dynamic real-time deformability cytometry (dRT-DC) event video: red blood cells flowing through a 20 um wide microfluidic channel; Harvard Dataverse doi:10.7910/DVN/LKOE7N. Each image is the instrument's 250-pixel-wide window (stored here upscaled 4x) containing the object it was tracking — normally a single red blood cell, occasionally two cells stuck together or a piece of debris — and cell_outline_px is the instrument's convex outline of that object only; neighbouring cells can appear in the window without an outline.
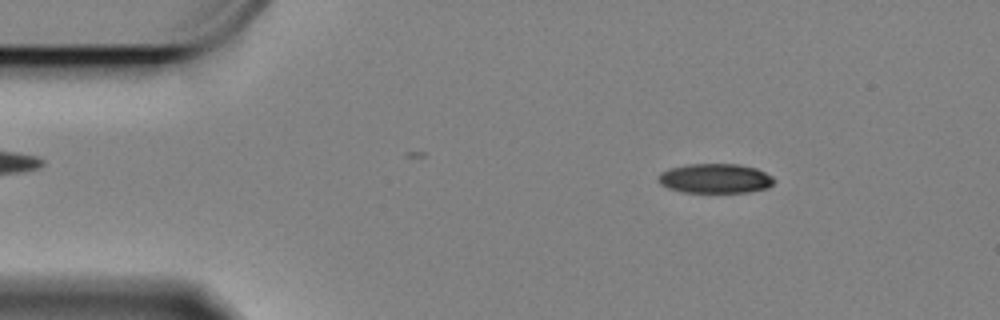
{"species": "Egyptian fruit bat (a non-hibernating species)", "species_latin": "Rousettus aegyptiacus", "temperature_condition": "cold", "stored_images_in_passage": 54, "camera_frame_rate_fps": 3000, "um_per_image_px": 0.085, "animal": {"sex": "female"}, "frame": {"image": 1, "passage_image": 9, "time_ms": 2.667, "image_size_px": [1000, 320], "cell_outline_px": [[776, 180], [768, 188], [748, 192], [684, 192], [668, 188], [660, 184], [656, 180], [656, 176], [660, 172], [672, 168], [688, 164], [740, 164], [756, 168], [772, 176]], "centroid_in_image_um": [60.78, 15.17], "position_along_channel_um": 24.2, "area_um2": 20.06}}
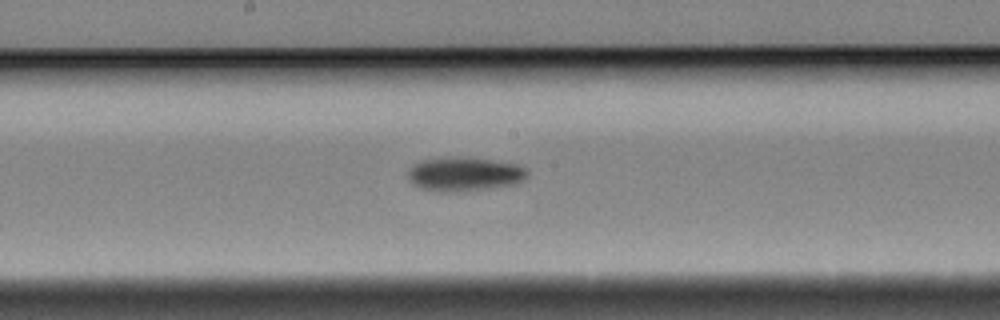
{"frame": {"image": 2, "passage_image": 31, "time_ms": 10.0, "image_size_px": [1000, 320], "cell_outline_px": [[528, 176], [512, 184], [488, 188], [452, 192], [440, 192], [420, 188], [412, 184], [408, 180], [408, 172], [412, 164], [420, 160], [448, 156], [464, 156], [492, 160], [516, 164], [524, 168], [528, 172]], "centroid_in_image_um": [39.39, 14.78], "position_along_channel_um": 208.8, "area_um2": 23.81}}
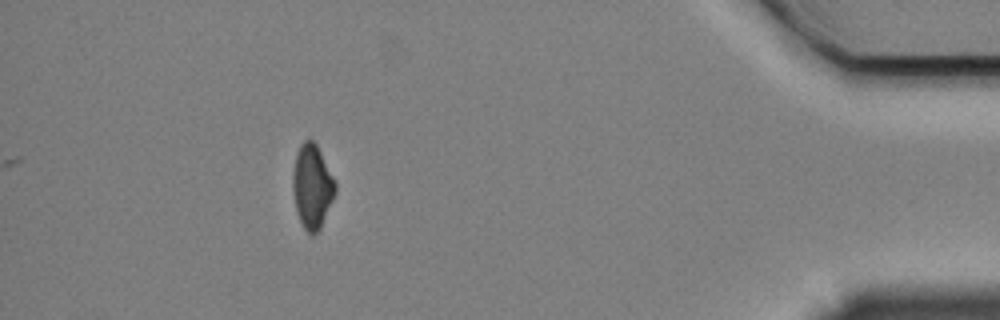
{"frame": {"image": 3, "passage_image": 54, "time_ms": 17.667, "image_size_px": [1000, 320], "cell_outline_px": [[336, 192], [320, 228], [312, 236], [304, 228], [300, 220], [296, 208], [292, 188], [292, 180], [296, 152], [300, 144], [304, 140], [312, 140], [316, 144], [336, 180]], "centroid_in_image_um": [26.54, 15.82], "position_along_channel_um": 408.7, "area_um2": 20.69}, "authors_computed_cell_mechanics": {"area_um2": 21.7617, "velocity_mm_per_s": 3.3299, "shape_relaxation_time_tau1_ms": 3.5483, "shape_relaxation_time_tau2_ms": 7.1929, "deformation_change_tau1": 0.1043, "deformation_change_tau2": 0.1361}}